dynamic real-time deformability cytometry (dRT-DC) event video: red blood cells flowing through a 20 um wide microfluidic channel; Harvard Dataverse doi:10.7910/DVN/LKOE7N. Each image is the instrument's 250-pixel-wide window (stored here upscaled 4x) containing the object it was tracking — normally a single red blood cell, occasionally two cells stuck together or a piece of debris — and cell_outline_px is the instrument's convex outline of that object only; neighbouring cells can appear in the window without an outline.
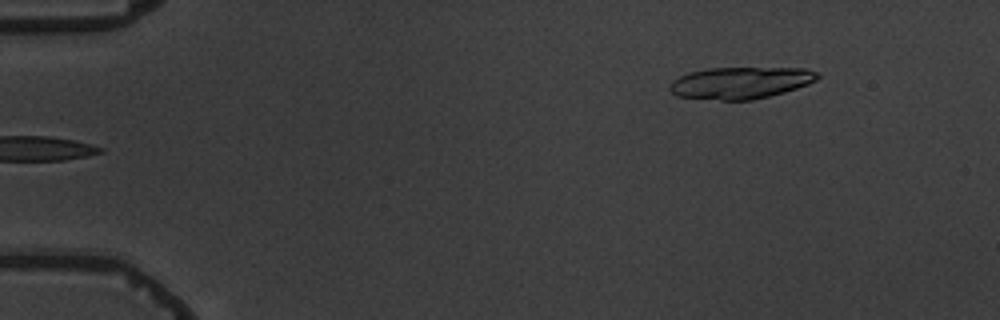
{"species": "common noctule bat (a hibernating species)", "species_latin": "Nyctalus noctula", "temperature_condition": "warm", "stored_images_in_passage": 6, "camera_frame_rate_fps": 3000, "um_per_image_px": 0.085, "animal": {"sex": "male", "body_mass_g": 19.5, "forearm_length_mm": 54.6}, "frame": {"image": 1, "passage_image": 6, "time_ms": 5.667, "image_size_px": [1000, 320], "cell_outline_px": [[820, 76], [816, 80], [808, 84], [784, 92], [752, 100], [720, 100], [676, 96], [668, 88], [672, 80], [688, 72], [708, 68], [804, 68], [816, 72]], "centroid_in_image_um": [62.92, 7.03], "position_along_channel_um": 22.1, "area_um2": 27.34}}